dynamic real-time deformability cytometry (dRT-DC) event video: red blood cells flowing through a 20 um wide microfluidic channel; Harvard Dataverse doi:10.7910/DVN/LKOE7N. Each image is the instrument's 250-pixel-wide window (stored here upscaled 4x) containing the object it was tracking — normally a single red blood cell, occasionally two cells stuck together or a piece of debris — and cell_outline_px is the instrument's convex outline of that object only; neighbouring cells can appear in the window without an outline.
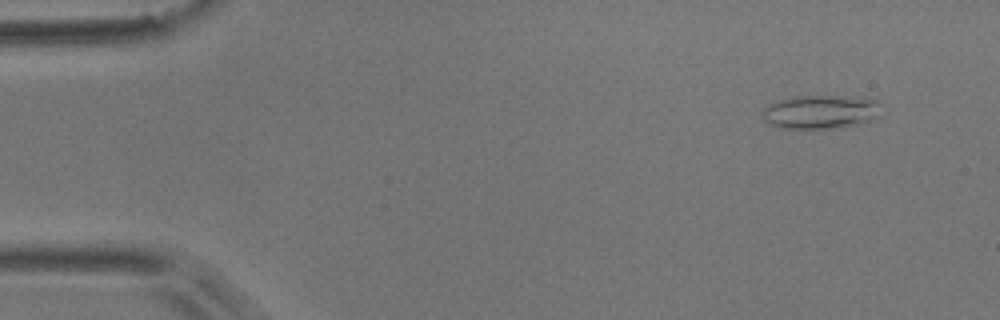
{"species": "common noctule bat (a hibernating species)", "species_latin": "Nyctalus noctula", "temperature_condition": "room temperature", "stored_images_in_passage": 51, "camera_frame_rate_fps": 3000, "um_per_image_px": 0.085, "animal": {"sex": "male", "body_mass_g": 17.9}, "frame": {"image": 1, "passage_image": 2, "time_ms": 0.333, "image_size_px": [1000, 320], "cell_outline_px": [[876, 104], [868, 120], [860, 124], [840, 128], [780, 128], [768, 124], [764, 120], [764, 108], [768, 104], [792, 96], [868, 96], [876, 100]], "centroid_in_image_um": [69.64, 9.5], "position_along_channel_um": 15.4, "area_um2": 22.89}}
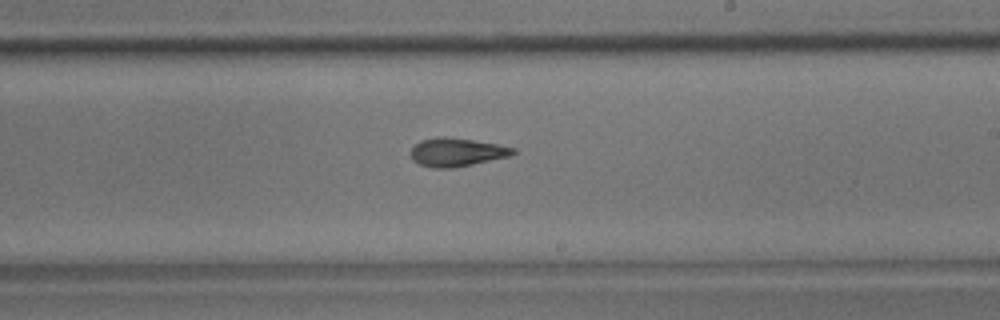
{"frame": {"image": 2, "passage_image": 29, "time_ms": 9.333, "image_size_px": [1000, 320], "cell_outline_px": [[516, 152], [508, 156], [472, 164], [452, 168], [432, 168], [420, 164], [412, 160], [412, 148], [420, 140], [440, 136], [444, 136], [472, 140], [496, 144], [516, 148]], "centroid_in_image_um": [38.8, 12.93], "position_along_channel_um": 250.2, "area_um2": 16.7}}
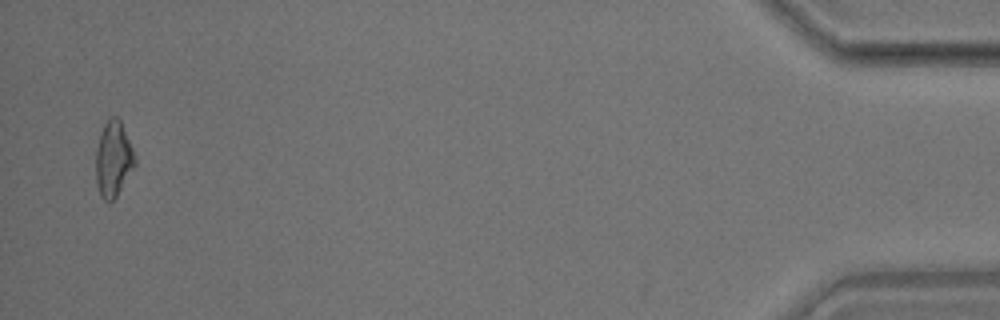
{"frame": {"image": 3, "passage_image": 50, "time_ms": 16.333, "image_size_px": [1000, 320], "cell_outline_px": [[136, 164], [116, 196], [112, 200], [104, 200], [100, 196], [96, 184], [96, 148], [104, 124], [108, 116], [116, 116], [120, 120], [132, 148], [136, 160]], "centroid_in_image_um": [9.62, 13.5], "position_along_channel_um": 425.6, "area_um2": 16.99}, "authors_computed_cell_mechanics": {"area_um2": 17.1088, "velocity_mm_per_s": 3.7312, "shape_relaxation_time_tau1_ms": 11.256, "shape_relaxation_time_tau2_ms": 3.2698, "deformation_change_tau1": 0.2521, "deformation_change_tau2": 0.1094}}